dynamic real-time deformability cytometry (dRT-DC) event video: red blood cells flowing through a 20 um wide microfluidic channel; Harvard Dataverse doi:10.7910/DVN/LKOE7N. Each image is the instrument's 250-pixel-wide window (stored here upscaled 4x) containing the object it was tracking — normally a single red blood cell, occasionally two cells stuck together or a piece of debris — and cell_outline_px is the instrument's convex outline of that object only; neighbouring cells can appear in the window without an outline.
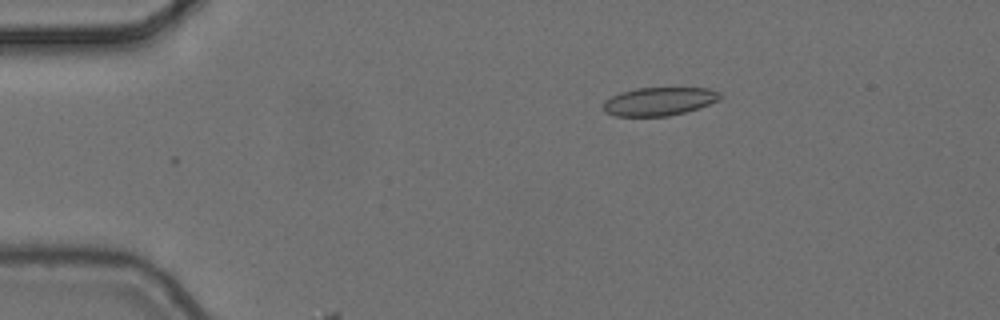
{"species": "common noctule bat (a hibernating species)", "species_latin": "Nyctalus noctula", "temperature_condition": "cold", "stored_images_in_passage": 3, "camera_frame_rate_fps": 3000, "um_per_image_px": 0.085, "animal": {"sex": "female", "body_mass_g": 24.6, "forearm_length_mm": 56.2}, "frame": {"image": 1, "passage_image": 1, "time_ms": 0.0, "image_size_px": [1000, 320], "cell_outline_px": [[724, 96], [720, 100], [700, 108], [668, 116], [616, 116], [604, 112], [604, 100], [620, 92], [636, 88], [708, 88], [720, 92]], "centroid_in_image_um": [56.06, 8.61], "position_along_channel_um": 28.9, "area_um2": 19.42}}